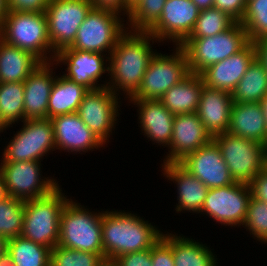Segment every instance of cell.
<instances>
[{
  "label": "cell",
  "mask_w": 267,
  "mask_h": 266,
  "mask_svg": "<svg viewBox=\"0 0 267 266\" xmlns=\"http://www.w3.org/2000/svg\"><path fill=\"white\" fill-rule=\"evenodd\" d=\"M256 48V58L263 64L267 70V38L259 39L253 42Z\"/></svg>",
  "instance_id": "f6af8a7d"
},
{
  "label": "cell",
  "mask_w": 267,
  "mask_h": 266,
  "mask_svg": "<svg viewBox=\"0 0 267 266\" xmlns=\"http://www.w3.org/2000/svg\"><path fill=\"white\" fill-rule=\"evenodd\" d=\"M118 266H152L151 249L126 253L114 260Z\"/></svg>",
  "instance_id": "b9f144b4"
},
{
  "label": "cell",
  "mask_w": 267,
  "mask_h": 266,
  "mask_svg": "<svg viewBox=\"0 0 267 266\" xmlns=\"http://www.w3.org/2000/svg\"><path fill=\"white\" fill-rule=\"evenodd\" d=\"M227 132L267 146L266 123L260 103L234 102Z\"/></svg>",
  "instance_id": "d4e9b609"
},
{
  "label": "cell",
  "mask_w": 267,
  "mask_h": 266,
  "mask_svg": "<svg viewBox=\"0 0 267 266\" xmlns=\"http://www.w3.org/2000/svg\"><path fill=\"white\" fill-rule=\"evenodd\" d=\"M267 94V70L255 58L232 91L233 102L259 103Z\"/></svg>",
  "instance_id": "f546056e"
},
{
  "label": "cell",
  "mask_w": 267,
  "mask_h": 266,
  "mask_svg": "<svg viewBox=\"0 0 267 266\" xmlns=\"http://www.w3.org/2000/svg\"><path fill=\"white\" fill-rule=\"evenodd\" d=\"M104 254L72 250L57 245L51 249L50 266H98Z\"/></svg>",
  "instance_id": "8d00e7d4"
},
{
  "label": "cell",
  "mask_w": 267,
  "mask_h": 266,
  "mask_svg": "<svg viewBox=\"0 0 267 266\" xmlns=\"http://www.w3.org/2000/svg\"><path fill=\"white\" fill-rule=\"evenodd\" d=\"M139 108L140 127L153 142L170 145L174 114L160 100H131Z\"/></svg>",
  "instance_id": "cb8c5ba5"
},
{
  "label": "cell",
  "mask_w": 267,
  "mask_h": 266,
  "mask_svg": "<svg viewBox=\"0 0 267 266\" xmlns=\"http://www.w3.org/2000/svg\"><path fill=\"white\" fill-rule=\"evenodd\" d=\"M236 21L217 8L199 12L195 27L188 38H204L217 35L229 29Z\"/></svg>",
  "instance_id": "836d02e7"
},
{
  "label": "cell",
  "mask_w": 267,
  "mask_h": 266,
  "mask_svg": "<svg viewBox=\"0 0 267 266\" xmlns=\"http://www.w3.org/2000/svg\"><path fill=\"white\" fill-rule=\"evenodd\" d=\"M70 200L66 202L60 216L58 245L72 250L103 254V212L92 214L79 203Z\"/></svg>",
  "instance_id": "5b68a950"
},
{
  "label": "cell",
  "mask_w": 267,
  "mask_h": 266,
  "mask_svg": "<svg viewBox=\"0 0 267 266\" xmlns=\"http://www.w3.org/2000/svg\"><path fill=\"white\" fill-rule=\"evenodd\" d=\"M103 57H105L103 53L65 48L56 54L54 61L57 63L54 64L57 65L59 62L66 64L67 73L63 76L88 90H96L106 87L104 84L101 86L97 83L103 73L109 72V67L104 66Z\"/></svg>",
  "instance_id": "ac0fdd59"
},
{
  "label": "cell",
  "mask_w": 267,
  "mask_h": 266,
  "mask_svg": "<svg viewBox=\"0 0 267 266\" xmlns=\"http://www.w3.org/2000/svg\"><path fill=\"white\" fill-rule=\"evenodd\" d=\"M152 266H174L171 247L162 239L151 248Z\"/></svg>",
  "instance_id": "60d3db41"
},
{
  "label": "cell",
  "mask_w": 267,
  "mask_h": 266,
  "mask_svg": "<svg viewBox=\"0 0 267 266\" xmlns=\"http://www.w3.org/2000/svg\"><path fill=\"white\" fill-rule=\"evenodd\" d=\"M57 186L49 194L25 201L21 236L50 249L58 245L60 216L69 200Z\"/></svg>",
  "instance_id": "277c9868"
},
{
  "label": "cell",
  "mask_w": 267,
  "mask_h": 266,
  "mask_svg": "<svg viewBox=\"0 0 267 266\" xmlns=\"http://www.w3.org/2000/svg\"><path fill=\"white\" fill-rule=\"evenodd\" d=\"M8 240L0 236V256L7 250Z\"/></svg>",
  "instance_id": "816d5d0a"
},
{
  "label": "cell",
  "mask_w": 267,
  "mask_h": 266,
  "mask_svg": "<svg viewBox=\"0 0 267 266\" xmlns=\"http://www.w3.org/2000/svg\"><path fill=\"white\" fill-rule=\"evenodd\" d=\"M251 197L250 185L242 182L208 189L201 212L226 226L243 225Z\"/></svg>",
  "instance_id": "7c38bea8"
},
{
  "label": "cell",
  "mask_w": 267,
  "mask_h": 266,
  "mask_svg": "<svg viewBox=\"0 0 267 266\" xmlns=\"http://www.w3.org/2000/svg\"><path fill=\"white\" fill-rule=\"evenodd\" d=\"M155 226L136 214L116 211L103 212L102 243L105 259L145 249H151L162 237Z\"/></svg>",
  "instance_id": "7a4b0ae2"
},
{
  "label": "cell",
  "mask_w": 267,
  "mask_h": 266,
  "mask_svg": "<svg viewBox=\"0 0 267 266\" xmlns=\"http://www.w3.org/2000/svg\"><path fill=\"white\" fill-rule=\"evenodd\" d=\"M204 85L201 75L189 73L172 86L160 101L174 115L196 113Z\"/></svg>",
  "instance_id": "484cf974"
},
{
  "label": "cell",
  "mask_w": 267,
  "mask_h": 266,
  "mask_svg": "<svg viewBox=\"0 0 267 266\" xmlns=\"http://www.w3.org/2000/svg\"><path fill=\"white\" fill-rule=\"evenodd\" d=\"M173 55L156 53L147 67L138 91L130 100H160L175 84L190 72L187 57L180 45H176Z\"/></svg>",
  "instance_id": "ba28073f"
},
{
  "label": "cell",
  "mask_w": 267,
  "mask_h": 266,
  "mask_svg": "<svg viewBox=\"0 0 267 266\" xmlns=\"http://www.w3.org/2000/svg\"><path fill=\"white\" fill-rule=\"evenodd\" d=\"M56 78L48 101L49 119L77 112L84 95L89 91L63 75Z\"/></svg>",
  "instance_id": "f1b7e54d"
},
{
  "label": "cell",
  "mask_w": 267,
  "mask_h": 266,
  "mask_svg": "<svg viewBox=\"0 0 267 266\" xmlns=\"http://www.w3.org/2000/svg\"><path fill=\"white\" fill-rule=\"evenodd\" d=\"M7 191H6V185L4 181L3 173L0 171V198L6 197Z\"/></svg>",
  "instance_id": "681fc988"
},
{
  "label": "cell",
  "mask_w": 267,
  "mask_h": 266,
  "mask_svg": "<svg viewBox=\"0 0 267 266\" xmlns=\"http://www.w3.org/2000/svg\"><path fill=\"white\" fill-rule=\"evenodd\" d=\"M243 226L247 227L257 240L267 243V202L252 196Z\"/></svg>",
  "instance_id": "74e56055"
},
{
  "label": "cell",
  "mask_w": 267,
  "mask_h": 266,
  "mask_svg": "<svg viewBox=\"0 0 267 266\" xmlns=\"http://www.w3.org/2000/svg\"><path fill=\"white\" fill-rule=\"evenodd\" d=\"M118 96L109 87L89 90L81 101L77 114L83 123L103 143L108 140L110 132L117 121ZM118 106V107H117Z\"/></svg>",
  "instance_id": "5bb4252c"
},
{
  "label": "cell",
  "mask_w": 267,
  "mask_h": 266,
  "mask_svg": "<svg viewBox=\"0 0 267 266\" xmlns=\"http://www.w3.org/2000/svg\"><path fill=\"white\" fill-rule=\"evenodd\" d=\"M249 185L254 198L267 202V167Z\"/></svg>",
  "instance_id": "7bdbcfd3"
},
{
  "label": "cell",
  "mask_w": 267,
  "mask_h": 266,
  "mask_svg": "<svg viewBox=\"0 0 267 266\" xmlns=\"http://www.w3.org/2000/svg\"><path fill=\"white\" fill-rule=\"evenodd\" d=\"M98 266H118L114 260L104 259Z\"/></svg>",
  "instance_id": "f5cc1de1"
},
{
  "label": "cell",
  "mask_w": 267,
  "mask_h": 266,
  "mask_svg": "<svg viewBox=\"0 0 267 266\" xmlns=\"http://www.w3.org/2000/svg\"><path fill=\"white\" fill-rule=\"evenodd\" d=\"M235 182L249 184L267 167V146L229 132L213 137Z\"/></svg>",
  "instance_id": "52a82bcc"
},
{
  "label": "cell",
  "mask_w": 267,
  "mask_h": 266,
  "mask_svg": "<svg viewBox=\"0 0 267 266\" xmlns=\"http://www.w3.org/2000/svg\"><path fill=\"white\" fill-rule=\"evenodd\" d=\"M214 8L228 14L236 22H241L247 8L246 0H214Z\"/></svg>",
  "instance_id": "f35d334b"
},
{
  "label": "cell",
  "mask_w": 267,
  "mask_h": 266,
  "mask_svg": "<svg viewBox=\"0 0 267 266\" xmlns=\"http://www.w3.org/2000/svg\"><path fill=\"white\" fill-rule=\"evenodd\" d=\"M154 39L156 41V38L148 32H131L129 29L117 40L110 57L108 54L106 58L110 64L108 73L112 83L107 82L105 86L114 94L122 90L131 98L138 91L145 71L155 54L150 44V41L154 43Z\"/></svg>",
  "instance_id": "6da1fadb"
},
{
  "label": "cell",
  "mask_w": 267,
  "mask_h": 266,
  "mask_svg": "<svg viewBox=\"0 0 267 266\" xmlns=\"http://www.w3.org/2000/svg\"><path fill=\"white\" fill-rule=\"evenodd\" d=\"M255 58V45L249 41L240 51L209 66L200 75L206 86L232 93Z\"/></svg>",
  "instance_id": "d6986e66"
},
{
  "label": "cell",
  "mask_w": 267,
  "mask_h": 266,
  "mask_svg": "<svg viewBox=\"0 0 267 266\" xmlns=\"http://www.w3.org/2000/svg\"><path fill=\"white\" fill-rule=\"evenodd\" d=\"M24 121V82L0 83V121L6 127Z\"/></svg>",
  "instance_id": "1f68e13d"
},
{
  "label": "cell",
  "mask_w": 267,
  "mask_h": 266,
  "mask_svg": "<svg viewBox=\"0 0 267 266\" xmlns=\"http://www.w3.org/2000/svg\"><path fill=\"white\" fill-rule=\"evenodd\" d=\"M39 164V161L2 162L0 171L4 176L7 194L25 202L53 191L58 183L48 177L41 179Z\"/></svg>",
  "instance_id": "4fadbf2b"
},
{
  "label": "cell",
  "mask_w": 267,
  "mask_h": 266,
  "mask_svg": "<svg viewBox=\"0 0 267 266\" xmlns=\"http://www.w3.org/2000/svg\"><path fill=\"white\" fill-rule=\"evenodd\" d=\"M7 14L6 0H0V26Z\"/></svg>",
  "instance_id": "f907efd6"
},
{
  "label": "cell",
  "mask_w": 267,
  "mask_h": 266,
  "mask_svg": "<svg viewBox=\"0 0 267 266\" xmlns=\"http://www.w3.org/2000/svg\"><path fill=\"white\" fill-rule=\"evenodd\" d=\"M166 0H139L130 10L128 22L133 32H148L159 20Z\"/></svg>",
  "instance_id": "e575fe53"
},
{
  "label": "cell",
  "mask_w": 267,
  "mask_h": 266,
  "mask_svg": "<svg viewBox=\"0 0 267 266\" xmlns=\"http://www.w3.org/2000/svg\"><path fill=\"white\" fill-rule=\"evenodd\" d=\"M163 172L168 180L177 183L178 204L176 212L188 210L201 213L208 188L180 163H163Z\"/></svg>",
  "instance_id": "603a6c76"
},
{
  "label": "cell",
  "mask_w": 267,
  "mask_h": 266,
  "mask_svg": "<svg viewBox=\"0 0 267 266\" xmlns=\"http://www.w3.org/2000/svg\"><path fill=\"white\" fill-rule=\"evenodd\" d=\"M120 15L107 10L92 8L79 26L73 44L68 47L93 53L109 52L117 40L126 32ZM108 50V51H107Z\"/></svg>",
  "instance_id": "9c48e42d"
},
{
  "label": "cell",
  "mask_w": 267,
  "mask_h": 266,
  "mask_svg": "<svg viewBox=\"0 0 267 266\" xmlns=\"http://www.w3.org/2000/svg\"><path fill=\"white\" fill-rule=\"evenodd\" d=\"M25 202L7 195L0 198V236L7 240L21 236Z\"/></svg>",
  "instance_id": "d6a6232c"
},
{
  "label": "cell",
  "mask_w": 267,
  "mask_h": 266,
  "mask_svg": "<svg viewBox=\"0 0 267 266\" xmlns=\"http://www.w3.org/2000/svg\"><path fill=\"white\" fill-rule=\"evenodd\" d=\"M40 63L31 52L0 39V83L24 82Z\"/></svg>",
  "instance_id": "4316f807"
},
{
  "label": "cell",
  "mask_w": 267,
  "mask_h": 266,
  "mask_svg": "<svg viewBox=\"0 0 267 266\" xmlns=\"http://www.w3.org/2000/svg\"><path fill=\"white\" fill-rule=\"evenodd\" d=\"M7 251L15 266H50L51 249L22 236L9 239Z\"/></svg>",
  "instance_id": "4dcf8cb0"
},
{
  "label": "cell",
  "mask_w": 267,
  "mask_h": 266,
  "mask_svg": "<svg viewBox=\"0 0 267 266\" xmlns=\"http://www.w3.org/2000/svg\"><path fill=\"white\" fill-rule=\"evenodd\" d=\"M93 8L98 10H107L118 14L124 11L129 16L130 10L125 6V0H90Z\"/></svg>",
  "instance_id": "ee69618b"
},
{
  "label": "cell",
  "mask_w": 267,
  "mask_h": 266,
  "mask_svg": "<svg viewBox=\"0 0 267 266\" xmlns=\"http://www.w3.org/2000/svg\"><path fill=\"white\" fill-rule=\"evenodd\" d=\"M0 39L7 44L31 52L41 62H51L52 59L54 62L56 53L48 37L45 12L7 11L0 26ZM51 51L54 53L50 55L52 59L46 55Z\"/></svg>",
  "instance_id": "3957f363"
},
{
  "label": "cell",
  "mask_w": 267,
  "mask_h": 266,
  "mask_svg": "<svg viewBox=\"0 0 267 266\" xmlns=\"http://www.w3.org/2000/svg\"><path fill=\"white\" fill-rule=\"evenodd\" d=\"M240 23L250 42L267 38V0L247 1L246 12Z\"/></svg>",
  "instance_id": "d590c367"
},
{
  "label": "cell",
  "mask_w": 267,
  "mask_h": 266,
  "mask_svg": "<svg viewBox=\"0 0 267 266\" xmlns=\"http://www.w3.org/2000/svg\"><path fill=\"white\" fill-rule=\"evenodd\" d=\"M23 124L5 148L1 162L40 161L44 154L55 150L51 119L24 120Z\"/></svg>",
  "instance_id": "8fae6325"
},
{
  "label": "cell",
  "mask_w": 267,
  "mask_h": 266,
  "mask_svg": "<svg viewBox=\"0 0 267 266\" xmlns=\"http://www.w3.org/2000/svg\"><path fill=\"white\" fill-rule=\"evenodd\" d=\"M200 11L212 8L214 4V0H191Z\"/></svg>",
  "instance_id": "bcb514c9"
},
{
  "label": "cell",
  "mask_w": 267,
  "mask_h": 266,
  "mask_svg": "<svg viewBox=\"0 0 267 266\" xmlns=\"http://www.w3.org/2000/svg\"><path fill=\"white\" fill-rule=\"evenodd\" d=\"M4 129L6 130V127L0 121V132H3Z\"/></svg>",
  "instance_id": "11a10c76"
},
{
  "label": "cell",
  "mask_w": 267,
  "mask_h": 266,
  "mask_svg": "<svg viewBox=\"0 0 267 266\" xmlns=\"http://www.w3.org/2000/svg\"><path fill=\"white\" fill-rule=\"evenodd\" d=\"M50 0H6L7 11L45 12Z\"/></svg>",
  "instance_id": "ab89813d"
},
{
  "label": "cell",
  "mask_w": 267,
  "mask_h": 266,
  "mask_svg": "<svg viewBox=\"0 0 267 266\" xmlns=\"http://www.w3.org/2000/svg\"><path fill=\"white\" fill-rule=\"evenodd\" d=\"M0 266H15L11 254L7 250L0 256Z\"/></svg>",
  "instance_id": "7dc6e473"
},
{
  "label": "cell",
  "mask_w": 267,
  "mask_h": 266,
  "mask_svg": "<svg viewBox=\"0 0 267 266\" xmlns=\"http://www.w3.org/2000/svg\"><path fill=\"white\" fill-rule=\"evenodd\" d=\"M199 12L191 0H166L158 22L148 33L158 42L167 38L181 45L192 33Z\"/></svg>",
  "instance_id": "9a60e30c"
},
{
  "label": "cell",
  "mask_w": 267,
  "mask_h": 266,
  "mask_svg": "<svg viewBox=\"0 0 267 266\" xmlns=\"http://www.w3.org/2000/svg\"><path fill=\"white\" fill-rule=\"evenodd\" d=\"M52 65L40 63L24 81V120L48 118V101L55 81Z\"/></svg>",
  "instance_id": "44dd1931"
},
{
  "label": "cell",
  "mask_w": 267,
  "mask_h": 266,
  "mask_svg": "<svg viewBox=\"0 0 267 266\" xmlns=\"http://www.w3.org/2000/svg\"><path fill=\"white\" fill-rule=\"evenodd\" d=\"M139 0H125V6L131 10Z\"/></svg>",
  "instance_id": "db71d44e"
},
{
  "label": "cell",
  "mask_w": 267,
  "mask_h": 266,
  "mask_svg": "<svg viewBox=\"0 0 267 266\" xmlns=\"http://www.w3.org/2000/svg\"><path fill=\"white\" fill-rule=\"evenodd\" d=\"M233 103L230 92L204 85L196 113L212 137L228 131Z\"/></svg>",
  "instance_id": "7402d4cb"
},
{
  "label": "cell",
  "mask_w": 267,
  "mask_h": 266,
  "mask_svg": "<svg viewBox=\"0 0 267 266\" xmlns=\"http://www.w3.org/2000/svg\"><path fill=\"white\" fill-rule=\"evenodd\" d=\"M260 105L265 118L266 130H267V94L260 100Z\"/></svg>",
  "instance_id": "c3c4849f"
},
{
  "label": "cell",
  "mask_w": 267,
  "mask_h": 266,
  "mask_svg": "<svg viewBox=\"0 0 267 266\" xmlns=\"http://www.w3.org/2000/svg\"><path fill=\"white\" fill-rule=\"evenodd\" d=\"M208 189L235 183L217 144L212 140L179 162Z\"/></svg>",
  "instance_id": "2e32d148"
},
{
  "label": "cell",
  "mask_w": 267,
  "mask_h": 266,
  "mask_svg": "<svg viewBox=\"0 0 267 266\" xmlns=\"http://www.w3.org/2000/svg\"><path fill=\"white\" fill-rule=\"evenodd\" d=\"M248 42L243 25L235 22L217 35L187 38L180 46L186 54L189 72L200 75L209 66L240 51Z\"/></svg>",
  "instance_id": "8992f818"
},
{
  "label": "cell",
  "mask_w": 267,
  "mask_h": 266,
  "mask_svg": "<svg viewBox=\"0 0 267 266\" xmlns=\"http://www.w3.org/2000/svg\"><path fill=\"white\" fill-rule=\"evenodd\" d=\"M213 137L197 113L178 114L173 119V134L164 163H179L188 154L210 143Z\"/></svg>",
  "instance_id": "e0dca14e"
},
{
  "label": "cell",
  "mask_w": 267,
  "mask_h": 266,
  "mask_svg": "<svg viewBox=\"0 0 267 266\" xmlns=\"http://www.w3.org/2000/svg\"><path fill=\"white\" fill-rule=\"evenodd\" d=\"M92 8L90 0H50L45 14L48 37L56 54L73 44L79 26Z\"/></svg>",
  "instance_id": "30bf717a"
},
{
  "label": "cell",
  "mask_w": 267,
  "mask_h": 266,
  "mask_svg": "<svg viewBox=\"0 0 267 266\" xmlns=\"http://www.w3.org/2000/svg\"><path fill=\"white\" fill-rule=\"evenodd\" d=\"M172 249L174 266H216L212 251L193 239L162 234L161 237Z\"/></svg>",
  "instance_id": "83f0119b"
},
{
  "label": "cell",
  "mask_w": 267,
  "mask_h": 266,
  "mask_svg": "<svg viewBox=\"0 0 267 266\" xmlns=\"http://www.w3.org/2000/svg\"><path fill=\"white\" fill-rule=\"evenodd\" d=\"M56 149L85 152L104 143L83 123L77 112L51 118Z\"/></svg>",
  "instance_id": "ffe728a7"
}]
</instances>
